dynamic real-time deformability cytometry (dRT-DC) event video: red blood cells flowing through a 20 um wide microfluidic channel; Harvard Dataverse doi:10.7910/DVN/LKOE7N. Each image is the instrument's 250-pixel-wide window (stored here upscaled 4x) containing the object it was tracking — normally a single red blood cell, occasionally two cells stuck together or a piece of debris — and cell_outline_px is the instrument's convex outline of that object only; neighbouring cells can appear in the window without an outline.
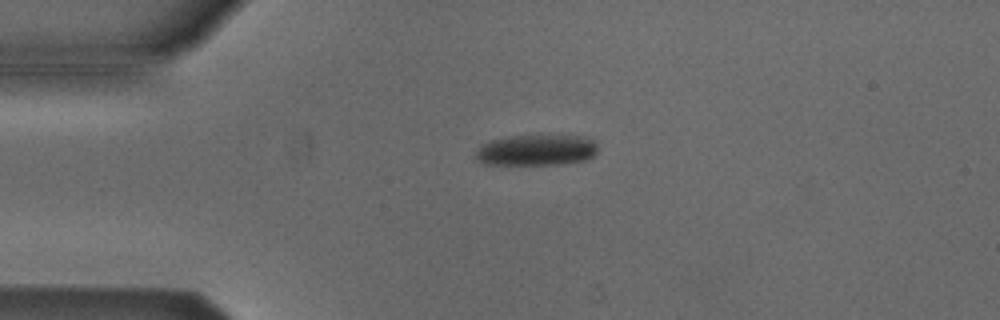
{"species": "Egyptian fruit bat (a non-hibernating species)", "species_latin": "Rousettus aegyptiacus", "temperature_condition": "cold", "stored_images_in_passage": 3, "camera_frame_rate_fps": 3000, "um_per_image_px": 0.085, "animal": {"sex": "male"}, "frame": {"image": 1, "passage_image": 2, "time_ms": 1.333, "image_size_px": [1000, 320], "cell_outline_px": [[596, 152], [592, 156], [584, 160], [560, 164], [484, 164], [476, 160], [476, 152], [480, 144], [492, 140], [512, 136], [580, 136], [592, 140], [596, 144]], "centroid_in_image_um": [45.54, 12.77], "position_along_channel_um": 39.5, "area_um2": 21.68}}